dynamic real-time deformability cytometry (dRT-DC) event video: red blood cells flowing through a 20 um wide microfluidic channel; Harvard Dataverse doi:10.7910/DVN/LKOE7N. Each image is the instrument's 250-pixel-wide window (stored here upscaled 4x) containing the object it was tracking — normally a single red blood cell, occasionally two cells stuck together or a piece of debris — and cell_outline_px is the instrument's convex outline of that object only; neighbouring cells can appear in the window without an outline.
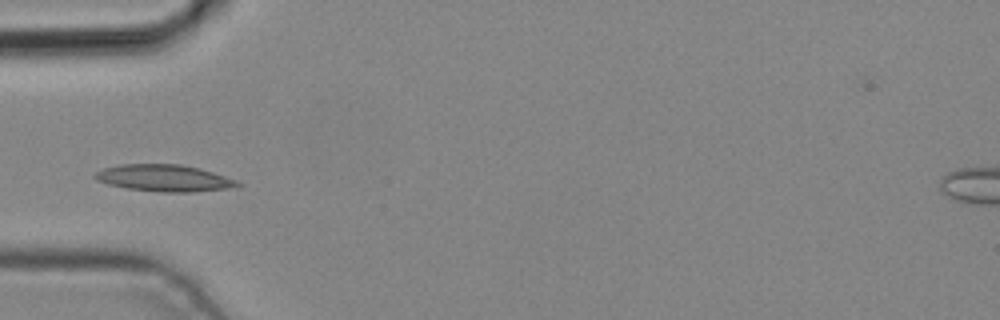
{"species": "common noctule bat (a hibernating species)", "species_latin": "Nyctalus noctula", "temperature_condition": "cold", "stored_images_in_passage": 5, "camera_frame_rate_fps": 3000, "um_per_image_px": 0.085, "animal": {"sex": "male", "body_mass_g": 19.2, "forearm_length_mm": 51.8}, "frame": {"image": 1, "passage_image": 4, "time_ms": 1.0, "image_size_px": [1000, 320], "cell_outline_px": [[244, 184], [236, 188], [192, 192], [160, 192], [128, 188], [108, 184], [96, 180], [92, 176], [96, 172], [104, 168], [120, 164], [180, 164], [200, 168], [236, 180]], "centroid_in_image_um": [13.99, 15.14], "position_along_channel_um": 71.0, "area_um2": 22.37}}
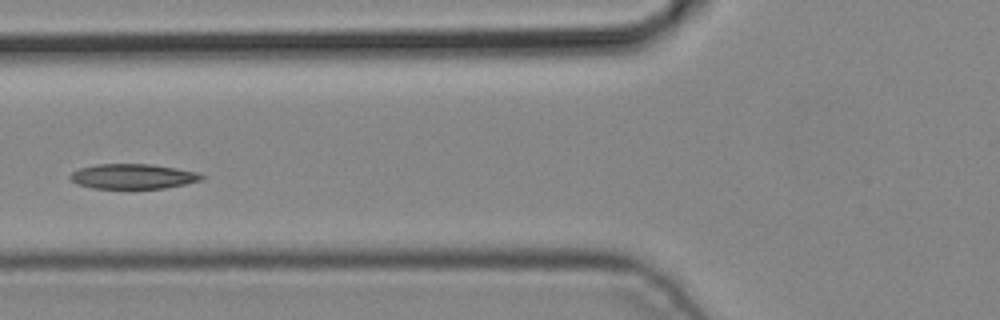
{"frame": {"image": 2, "passage_image": 5, "time_ms": 1.333, "image_size_px": [1000, 320], "cell_outline_px": [[208, 176], [204, 180], [164, 188], [92, 188], [76, 184], [68, 176], [72, 172], [80, 168], [96, 164], [152, 164], [200, 172]], "centroid_in_image_um": [11.35, 14.99], "position_along_channel_um": 114.4, "area_um2": 19.31}}